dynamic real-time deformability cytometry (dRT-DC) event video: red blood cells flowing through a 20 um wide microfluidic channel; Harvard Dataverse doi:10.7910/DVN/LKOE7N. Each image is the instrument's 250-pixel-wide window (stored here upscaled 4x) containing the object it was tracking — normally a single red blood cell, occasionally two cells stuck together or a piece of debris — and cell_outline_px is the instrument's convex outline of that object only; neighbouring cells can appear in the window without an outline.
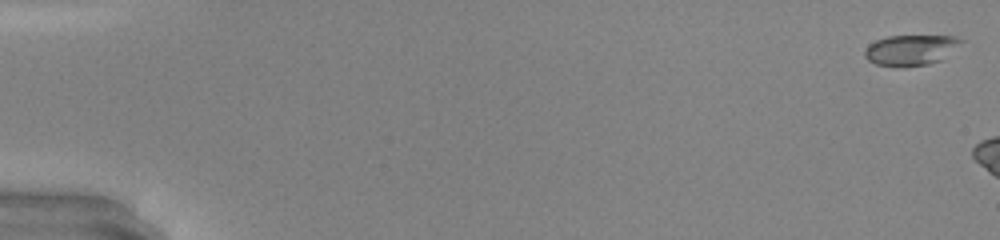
{"species": "common noctule bat (a hibernating species)", "species_latin": "Nyctalus noctula", "temperature_condition": "warm", "stored_images_in_passage": 5, "camera_frame_rate_fps": 3000, "um_per_image_px": 0.085, "animal": {"sex": "male", "body_mass_g": 20.0, "forearm_length_mm": 53.3}, "frame": {"image": 1, "passage_image": 1, "time_ms": 0.0, "image_size_px": [1000, 240], "cell_outline_px": [[964, 40], [940, 60], [928, 64], [904, 68], [900, 68], [876, 64], [868, 60], [864, 56], [864, 52], [868, 44], [876, 40], [888, 36], [956, 36]], "centroid_in_image_um": [77.36, 4.26], "position_along_channel_um": 7.6, "area_um2": 17.17}}